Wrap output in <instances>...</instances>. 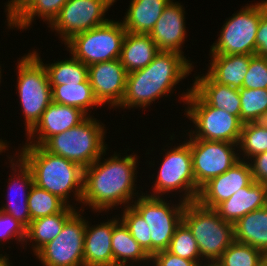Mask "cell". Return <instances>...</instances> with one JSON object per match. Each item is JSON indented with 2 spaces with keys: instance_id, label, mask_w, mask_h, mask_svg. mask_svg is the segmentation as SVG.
Wrapping results in <instances>:
<instances>
[{
  "instance_id": "1",
  "label": "cell",
  "mask_w": 267,
  "mask_h": 266,
  "mask_svg": "<svg viewBox=\"0 0 267 266\" xmlns=\"http://www.w3.org/2000/svg\"><path fill=\"white\" fill-rule=\"evenodd\" d=\"M120 155L114 152L107 159L101 155L84 168L81 206L88 205L94 212L101 213L121 204L124 207L131 206L134 197H139L138 191L135 192L138 156L126 154L121 158Z\"/></svg>"
},
{
  "instance_id": "2",
  "label": "cell",
  "mask_w": 267,
  "mask_h": 266,
  "mask_svg": "<svg viewBox=\"0 0 267 266\" xmlns=\"http://www.w3.org/2000/svg\"><path fill=\"white\" fill-rule=\"evenodd\" d=\"M173 51H159L145 68L127 73L126 90L117 107L146 108L160 97H167L174 86L193 71L190 60Z\"/></svg>"
},
{
  "instance_id": "3",
  "label": "cell",
  "mask_w": 267,
  "mask_h": 266,
  "mask_svg": "<svg viewBox=\"0 0 267 266\" xmlns=\"http://www.w3.org/2000/svg\"><path fill=\"white\" fill-rule=\"evenodd\" d=\"M19 151L17 156L31 170L36 186L56 195L72 207L68 199L73 192L74 200L81 204L84 180V168L81 165L51 154L39 145H23Z\"/></svg>"
},
{
  "instance_id": "4",
  "label": "cell",
  "mask_w": 267,
  "mask_h": 266,
  "mask_svg": "<svg viewBox=\"0 0 267 266\" xmlns=\"http://www.w3.org/2000/svg\"><path fill=\"white\" fill-rule=\"evenodd\" d=\"M104 126L94 116H87L80 124L50 137L42 147L86 168L106 155Z\"/></svg>"
},
{
  "instance_id": "5",
  "label": "cell",
  "mask_w": 267,
  "mask_h": 266,
  "mask_svg": "<svg viewBox=\"0 0 267 266\" xmlns=\"http://www.w3.org/2000/svg\"><path fill=\"white\" fill-rule=\"evenodd\" d=\"M33 50L17 62V91L25 118L26 135L40 121L43 112L52 102L51 86L42 59Z\"/></svg>"
},
{
  "instance_id": "6",
  "label": "cell",
  "mask_w": 267,
  "mask_h": 266,
  "mask_svg": "<svg viewBox=\"0 0 267 266\" xmlns=\"http://www.w3.org/2000/svg\"><path fill=\"white\" fill-rule=\"evenodd\" d=\"M182 222L194 236L202 262H217L235 241L234 225L224 221L214 209L203 207L197 201L186 203Z\"/></svg>"
},
{
  "instance_id": "7",
  "label": "cell",
  "mask_w": 267,
  "mask_h": 266,
  "mask_svg": "<svg viewBox=\"0 0 267 266\" xmlns=\"http://www.w3.org/2000/svg\"><path fill=\"white\" fill-rule=\"evenodd\" d=\"M186 90L180 99L188 105L185 116L195 125L188 138L238 144L243 122L226 110L208 105L192 87Z\"/></svg>"
},
{
  "instance_id": "8",
  "label": "cell",
  "mask_w": 267,
  "mask_h": 266,
  "mask_svg": "<svg viewBox=\"0 0 267 266\" xmlns=\"http://www.w3.org/2000/svg\"><path fill=\"white\" fill-rule=\"evenodd\" d=\"M267 12V0L247 4L224 23L210 47V54L256 55V33L260 18Z\"/></svg>"
},
{
  "instance_id": "9",
  "label": "cell",
  "mask_w": 267,
  "mask_h": 266,
  "mask_svg": "<svg viewBox=\"0 0 267 266\" xmlns=\"http://www.w3.org/2000/svg\"><path fill=\"white\" fill-rule=\"evenodd\" d=\"M126 30L122 22L108 20L105 24L74 35L65 43L67 51L89 66L119 59Z\"/></svg>"
},
{
  "instance_id": "10",
  "label": "cell",
  "mask_w": 267,
  "mask_h": 266,
  "mask_svg": "<svg viewBox=\"0 0 267 266\" xmlns=\"http://www.w3.org/2000/svg\"><path fill=\"white\" fill-rule=\"evenodd\" d=\"M165 157L160 164L158 175L156 176L152 186L153 193L147 194L151 197H161L162 194L169 192L181 193V201L186 203L196 201V182L193 174L192 154L190 150V138L179 143L177 147L174 145L170 150L164 149ZM160 195V196H159ZM184 195V196H183Z\"/></svg>"
},
{
  "instance_id": "11",
  "label": "cell",
  "mask_w": 267,
  "mask_h": 266,
  "mask_svg": "<svg viewBox=\"0 0 267 266\" xmlns=\"http://www.w3.org/2000/svg\"><path fill=\"white\" fill-rule=\"evenodd\" d=\"M131 206L149 225L151 231V256L167 250L176 228L181 224L186 202L175 205L162 197L141 193ZM164 199V200H163ZM172 203V205H170Z\"/></svg>"
},
{
  "instance_id": "12",
  "label": "cell",
  "mask_w": 267,
  "mask_h": 266,
  "mask_svg": "<svg viewBox=\"0 0 267 266\" xmlns=\"http://www.w3.org/2000/svg\"><path fill=\"white\" fill-rule=\"evenodd\" d=\"M82 217L78 209L60 234L35 254L43 266H84L86 219Z\"/></svg>"
},
{
  "instance_id": "13",
  "label": "cell",
  "mask_w": 267,
  "mask_h": 266,
  "mask_svg": "<svg viewBox=\"0 0 267 266\" xmlns=\"http://www.w3.org/2000/svg\"><path fill=\"white\" fill-rule=\"evenodd\" d=\"M236 147L238 144L230 142L190 139L196 199L205 183L225 173L240 160Z\"/></svg>"
},
{
  "instance_id": "14",
  "label": "cell",
  "mask_w": 267,
  "mask_h": 266,
  "mask_svg": "<svg viewBox=\"0 0 267 266\" xmlns=\"http://www.w3.org/2000/svg\"><path fill=\"white\" fill-rule=\"evenodd\" d=\"M111 6L108 0H68L48 27L65 44L74 35L105 24L109 20L105 13Z\"/></svg>"
},
{
  "instance_id": "15",
  "label": "cell",
  "mask_w": 267,
  "mask_h": 266,
  "mask_svg": "<svg viewBox=\"0 0 267 266\" xmlns=\"http://www.w3.org/2000/svg\"><path fill=\"white\" fill-rule=\"evenodd\" d=\"M88 77L92 92L101 106L107 103L111 109L121 104L127 72L119 59L89 65Z\"/></svg>"
},
{
  "instance_id": "16",
  "label": "cell",
  "mask_w": 267,
  "mask_h": 266,
  "mask_svg": "<svg viewBox=\"0 0 267 266\" xmlns=\"http://www.w3.org/2000/svg\"><path fill=\"white\" fill-rule=\"evenodd\" d=\"M252 181L249 162L240 159L225 173L205 183L200 188L196 201L203 207L214 209Z\"/></svg>"
},
{
  "instance_id": "17",
  "label": "cell",
  "mask_w": 267,
  "mask_h": 266,
  "mask_svg": "<svg viewBox=\"0 0 267 266\" xmlns=\"http://www.w3.org/2000/svg\"><path fill=\"white\" fill-rule=\"evenodd\" d=\"M86 117L79 108L52 101L43 112L40 121L27 134L28 143L24 144L42 146L50 137L80 124Z\"/></svg>"
},
{
  "instance_id": "18",
  "label": "cell",
  "mask_w": 267,
  "mask_h": 266,
  "mask_svg": "<svg viewBox=\"0 0 267 266\" xmlns=\"http://www.w3.org/2000/svg\"><path fill=\"white\" fill-rule=\"evenodd\" d=\"M171 0L149 33L159 51H173L184 55L182 46L187 37L185 8Z\"/></svg>"
},
{
  "instance_id": "19",
  "label": "cell",
  "mask_w": 267,
  "mask_h": 266,
  "mask_svg": "<svg viewBox=\"0 0 267 266\" xmlns=\"http://www.w3.org/2000/svg\"><path fill=\"white\" fill-rule=\"evenodd\" d=\"M11 158L12 155L9 157L10 159L9 163L11 164L10 168H12L13 175H10L11 177L8 179L9 193L7 196L10 199L12 197V194H14V197H12V200L10 199L8 203L0 207V211L8 215H11L15 220L19 221L27 228L31 222L28 209V196L30 189L34 184L33 175L29 167L24 163V161L19 156H16L17 160H15V157L14 159ZM11 181L12 183H10ZM18 190L19 194H17Z\"/></svg>"
},
{
  "instance_id": "20",
  "label": "cell",
  "mask_w": 267,
  "mask_h": 266,
  "mask_svg": "<svg viewBox=\"0 0 267 266\" xmlns=\"http://www.w3.org/2000/svg\"><path fill=\"white\" fill-rule=\"evenodd\" d=\"M267 205V185L254 180L239 189L229 199L218 204L214 210L226 222L235 224L246 214Z\"/></svg>"
},
{
  "instance_id": "21",
  "label": "cell",
  "mask_w": 267,
  "mask_h": 266,
  "mask_svg": "<svg viewBox=\"0 0 267 266\" xmlns=\"http://www.w3.org/2000/svg\"><path fill=\"white\" fill-rule=\"evenodd\" d=\"M86 220L84 238V266H113L111 239L113 217L107 222L90 226Z\"/></svg>"
},
{
  "instance_id": "22",
  "label": "cell",
  "mask_w": 267,
  "mask_h": 266,
  "mask_svg": "<svg viewBox=\"0 0 267 266\" xmlns=\"http://www.w3.org/2000/svg\"><path fill=\"white\" fill-rule=\"evenodd\" d=\"M192 89L210 106L221 108L241 120L239 90L217 83L208 73L194 77Z\"/></svg>"
},
{
  "instance_id": "23",
  "label": "cell",
  "mask_w": 267,
  "mask_h": 266,
  "mask_svg": "<svg viewBox=\"0 0 267 266\" xmlns=\"http://www.w3.org/2000/svg\"><path fill=\"white\" fill-rule=\"evenodd\" d=\"M67 1L21 0L10 10V28L28 29L36 16L50 25Z\"/></svg>"
},
{
  "instance_id": "24",
  "label": "cell",
  "mask_w": 267,
  "mask_h": 266,
  "mask_svg": "<svg viewBox=\"0 0 267 266\" xmlns=\"http://www.w3.org/2000/svg\"><path fill=\"white\" fill-rule=\"evenodd\" d=\"M123 21L126 32L149 34L171 0H130Z\"/></svg>"
},
{
  "instance_id": "25",
  "label": "cell",
  "mask_w": 267,
  "mask_h": 266,
  "mask_svg": "<svg viewBox=\"0 0 267 266\" xmlns=\"http://www.w3.org/2000/svg\"><path fill=\"white\" fill-rule=\"evenodd\" d=\"M210 67L207 73L219 84L233 88H242L245 74L248 71L250 59L254 55L211 54Z\"/></svg>"
},
{
  "instance_id": "26",
  "label": "cell",
  "mask_w": 267,
  "mask_h": 266,
  "mask_svg": "<svg viewBox=\"0 0 267 266\" xmlns=\"http://www.w3.org/2000/svg\"><path fill=\"white\" fill-rule=\"evenodd\" d=\"M119 220V216L118 218L116 216L113 218V234L111 239L113 266H135L134 263L139 265L142 261L143 263L151 262V257L132 237L129 229L124 225V223Z\"/></svg>"
},
{
  "instance_id": "27",
  "label": "cell",
  "mask_w": 267,
  "mask_h": 266,
  "mask_svg": "<svg viewBox=\"0 0 267 266\" xmlns=\"http://www.w3.org/2000/svg\"><path fill=\"white\" fill-rule=\"evenodd\" d=\"M158 52L157 45L149 34L126 32L119 60L129 73L148 66Z\"/></svg>"
},
{
  "instance_id": "28",
  "label": "cell",
  "mask_w": 267,
  "mask_h": 266,
  "mask_svg": "<svg viewBox=\"0 0 267 266\" xmlns=\"http://www.w3.org/2000/svg\"><path fill=\"white\" fill-rule=\"evenodd\" d=\"M77 211L67 206L62 212L40 217L30 222L26 228V239L32 243L34 255L47 243L55 239L63 229L65 222ZM35 241V242H34Z\"/></svg>"
},
{
  "instance_id": "29",
  "label": "cell",
  "mask_w": 267,
  "mask_h": 266,
  "mask_svg": "<svg viewBox=\"0 0 267 266\" xmlns=\"http://www.w3.org/2000/svg\"><path fill=\"white\" fill-rule=\"evenodd\" d=\"M234 239L267 256V205L246 214L234 224Z\"/></svg>"
},
{
  "instance_id": "30",
  "label": "cell",
  "mask_w": 267,
  "mask_h": 266,
  "mask_svg": "<svg viewBox=\"0 0 267 266\" xmlns=\"http://www.w3.org/2000/svg\"><path fill=\"white\" fill-rule=\"evenodd\" d=\"M52 101L58 104L73 106L82 110L87 116L89 109L101 107L96 100L89 79L86 82L77 84L50 85ZM95 106V107H94Z\"/></svg>"
},
{
  "instance_id": "31",
  "label": "cell",
  "mask_w": 267,
  "mask_h": 266,
  "mask_svg": "<svg viewBox=\"0 0 267 266\" xmlns=\"http://www.w3.org/2000/svg\"><path fill=\"white\" fill-rule=\"evenodd\" d=\"M70 58L56 61L52 64L43 63L50 85L80 84L89 79L88 66L76 59L73 55Z\"/></svg>"
},
{
  "instance_id": "32",
  "label": "cell",
  "mask_w": 267,
  "mask_h": 266,
  "mask_svg": "<svg viewBox=\"0 0 267 266\" xmlns=\"http://www.w3.org/2000/svg\"><path fill=\"white\" fill-rule=\"evenodd\" d=\"M237 148L239 154L242 156L244 155L243 158L240 157V159H245L248 162L252 157L266 152L267 122L257 121L243 123ZM240 152H242V154Z\"/></svg>"
},
{
  "instance_id": "33",
  "label": "cell",
  "mask_w": 267,
  "mask_h": 266,
  "mask_svg": "<svg viewBox=\"0 0 267 266\" xmlns=\"http://www.w3.org/2000/svg\"><path fill=\"white\" fill-rule=\"evenodd\" d=\"M68 205L56 195L33 184L28 196L31 221L62 212Z\"/></svg>"
},
{
  "instance_id": "34",
  "label": "cell",
  "mask_w": 267,
  "mask_h": 266,
  "mask_svg": "<svg viewBox=\"0 0 267 266\" xmlns=\"http://www.w3.org/2000/svg\"><path fill=\"white\" fill-rule=\"evenodd\" d=\"M267 256L248 244L234 241L217 261L219 266H260Z\"/></svg>"
},
{
  "instance_id": "35",
  "label": "cell",
  "mask_w": 267,
  "mask_h": 266,
  "mask_svg": "<svg viewBox=\"0 0 267 266\" xmlns=\"http://www.w3.org/2000/svg\"><path fill=\"white\" fill-rule=\"evenodd\" d=\"M241 121H264L267 117V89L239 88Z\"/></svg>"
},
{
  "instance_id": "36",
  "label": "cell",
  "mask_w": 267,
  "mask_h": 266,
  "mask_svg": "<svg viewBox=\"0 0 267 266\" xmlns=\"http://www.w3.org/2000/svg\"><path fill=\"white\" fill-rule=\"evenodd\" d=\"M167 251L184 259L195 261L197 264L202 262L197 242L183 222L176 228Z\"/></svg>"
},
{
  "instance_id": "37",
  "label": "cell",
  "mask_w": 267,
  "mask_h": 266,
  "mask_svg": "<svg viewBox=\"0 0 267 266\" xmlns=\"http://www.w3.org/2000/svg\"><path fill=\"white\" fill-rule=\"evenodd\" d=\"M121 216L120 220L129 229L132 237L151 257V231L149 225L132 206L125 207Z\"/></svg>"
},
{
  "instance_id": "38",
  "label": "cell",
  "mask_w": 267,
  "mask_h": 266,
  "mask_svg": "<svg viewBox=\"0 0 267 266\" xmlns=\"http://www.w3.org/2000/svg\"><path fill=\"white\" fill-rule=\"evenodd\" d=\"M245 75L243 88L267 89V58L254 55Z\"/></svg>"
},
{
  "instance_id": "39",
  "label": "cell",
  "mask_w": 267,
  "mask_h": 266,
  "mask_svg": "<svg viewBox=\"0 0 267 266\" xmlns=\"http://www.w3.org/2000/svg\"><path fill=\"white\" fill-rule=\"evenodd\" d=\"M15 237V238H14ZM16 240L25 245L26 227L19 221L15 220L11 215L0 211V245L1 241Z\"/></svg>"
},
{
  "instance_id": "40",
  "label": "cell",
  "mask_w": 267,
  "mask_h": 266,
  "mask_svg": "<svg viewBox=\"0 0 267 266\" xmlns=\"http://www.w3.org/2000/svg\"><path fill=\"white\" fill-rule=\"evenodd\" d=\"M150 261L152 266H197L195 261L176 256L167 250L153 254Z\"/></svg>"
},
{
  "instance_id": "41",
  "label": "cell",
  "mask_w": 267,
  "mask_h": 266,
  "mask_svg": "<svg viewBox=\"0 0 267 266\" xmlns=\"http://www.w3.org/2000/svg\"><path fill=\"white\" fill-rule=\"evenodd\" d=\"M249 161L253 180L267 185V151L252 157Z\"/></svg>"
},
{
  "instance_id": "42",
  "label": "cell",
  "mask_w": 267,
  "mask_h": 266,
  "mask_svg": "<svg viewBox=\"0 0 267 266\" xmlns=\"http://www.w3.org/2000/svg\"><path fill=\"white\" fill-rule=\"evenodd\" d=\"M256 55L267 58V12L260 18L256 33Z\"/></svg>"
},
{
  "instance_id": "43",
  "label": "cell",
  "mask_w": 267,
  "mask_h": 266,
  "mask_svg": "<svg viewBox=\"0 0 267 266\" xmlns=\"http://www.w3.org/2000/svg\"><path fill=\"white\" fill-rule=\"evenodd\" d=\"M10 264L12 263H10L9 256L0 254V266H13V264Z\"/></svg>"
},
{
  "instance_id": "44",
  "label": "cell",
  "mask_w": 267,
  "mask_h": 266,
  "mask_svg": "<svg viewBox=\"0 0 267 266\" xmlns=\"http://www.w3.org/2000/svg\"><path fill=\"white\" fill-rule=\"evenodd\" d=\"M8 142H5L4 140H2V138L0 139V154L4 151L6 152L5 150L8 151V145H7Z\"/></svg>"
},
{
  "instance_id": "45",
  "label": "cell",
  "mask_w": 267,
  "mask_h": 266,
  "mask_svg": "<svg viewBox=\"0 0 267 266\" xmlns=\"http://www.w3.org/2000/svg\"><path fill=\"white\" fill-rule=\"evenodd\" d=\"M197 266H219L217 262H201Z\"/></svg>"
},
{
  "instance_id": "46",
  "label": "cell",
  "mask_w": 267,
  "mask_h": 266,
  "mask_svg": "<svg viewBox=\"0 0 267 266\" xmlns=\"http://www.w3.org/2000/svg\"><path fill=\"white\" fill-rule=\"evenodd\" d=\"M260 266H267V260L263 262Z\"/></svg>"
},
{
  "instance_id": "47",
  "label": "cell",
  "mask_w": 267,
  "mask_h": 266,
  "mask_svg": "<svg viewBox=\"0 0 267 266\" xmlns=\"http://www.w3.org/2000/svg\"><path fill=\"white\" fill-rule=\"evenodd\" d=\"M112 5L116 2V0H108Z\"/></svg>"
},
{
  "instance_id": "48",
  "label": "cell",
  "mask_w": 267,
  "mask_h": 266,
  "mask_svg": "<svg viewBox=\"0 0 267 266\" xmlns=\"http://www.w3.org/2000/svg\"><path fill=\"white\" fill-rule=\"evenodd\" d=\"M0 65H1V64H0ZM1 70H2V69H1V66H0V83H1V79H2V78H1V76H2V74H1V73H2Z\"/></svg>"
}]
</instances>
